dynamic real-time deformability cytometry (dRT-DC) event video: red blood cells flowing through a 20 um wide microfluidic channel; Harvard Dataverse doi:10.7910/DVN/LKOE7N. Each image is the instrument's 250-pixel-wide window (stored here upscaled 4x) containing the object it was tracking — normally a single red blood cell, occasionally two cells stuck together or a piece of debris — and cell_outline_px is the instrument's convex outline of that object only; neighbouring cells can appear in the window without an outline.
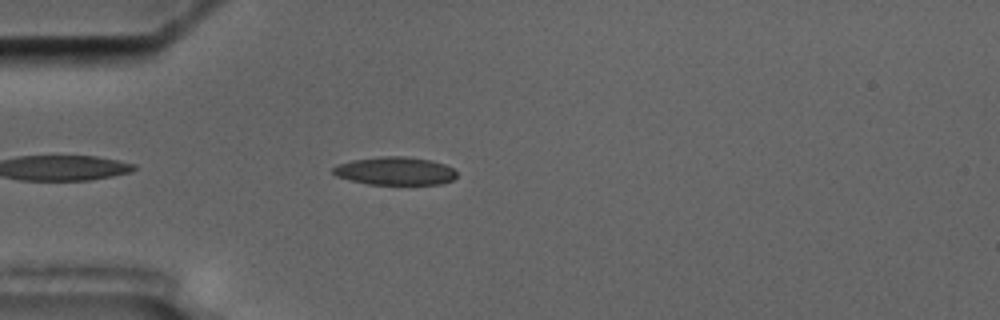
{"species": "common noctule bat (a hibernating species)", "species_latin": "Nyctalus noctula", "temperature_condition": "cold", "stored_images_in_passage": 5, "camera_frame_rate_fps": 3000, "um_per_image_px": 0.085, "animal": {"sex": "male", "body_mass_g": 17.5, "forearm_length_mm": 52.3}, "frame": {"image": 1, "passage_image": 5, "time_ms": 4.667, "image_size_px": [1000, 320], "cell_outline_px": [[456, 176], [452, 180], [440, 184], [368, 184], [336, 176], [332, 172], [332, 168], [336, 164], [352, 160], [380, 156], [404, 156], [432, 160], [444, 164], [452, 168], [456, 172]], "centroid_in_image_um": [33.56, 14.52], "position_along_channel_um": 51.4, "area_um2": 20.23}}